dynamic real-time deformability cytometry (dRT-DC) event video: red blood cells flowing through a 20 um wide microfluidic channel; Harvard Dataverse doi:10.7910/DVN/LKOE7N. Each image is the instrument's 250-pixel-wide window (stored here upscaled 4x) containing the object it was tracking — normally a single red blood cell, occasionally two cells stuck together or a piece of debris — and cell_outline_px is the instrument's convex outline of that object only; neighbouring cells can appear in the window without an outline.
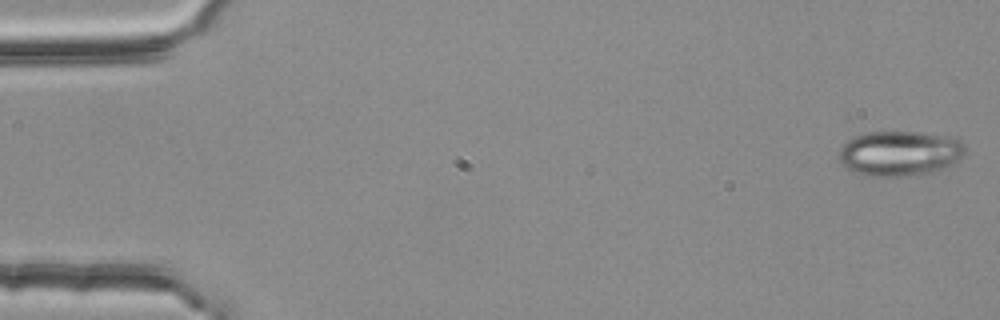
{"species": "common noctule bat (a hibernating species)", "species_latin": "Nyctalus noctula", "temperature_condition": "room temperature", "stored_images_in_passage": 14, "camera_frame_rate_fps": 3000, "um_per_image_px": 0.085, "animal": {"sex": "female", "body_mass_g": 25.1}, "frame": {"image": 1, "passage_image": 1, "time_ms": 0.0, "image_size_px": [1000, 320], "cell_outline_px": [[964, 152], [952, 164], [932, 172], [916, 176], [868, 176], [856, 172], [840, 164], [836, 156], [840, 148], [848, 140], [864, 132], [912, 132], [956, 136], [960, 140], [964, 148]], "centroid_in_image_um": [76.44, 13.03], "position_along_channel_um": 8.6, "area_um2": 33.29}}